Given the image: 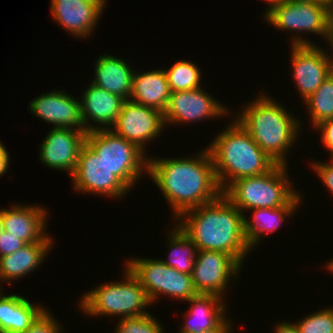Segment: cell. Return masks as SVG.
Here are the masks:
<instances>
[{
    "mask_svg": "<svg viewBox=\"0 0 333 333\" xmlns=\"http://www.w3.org/2000/svg\"><path fill=\"white\" fill-rule=\"evenodd\" d=\"M201 151L190 158L148 157L147 175L170 204L175 220L185 211L213 202L223 194L208 148Z\"/></svg>",
    "mask_w": 333,
    "mask_h": 333,
    "instance_id": "6da1fadb",
    "label": "cell"
},
{
    "mask_svg": "<svg viewBox=\"0 0 333 333\" xmlns=\"http://www.w3.org/2000/svg\"><path fill=\"white\" fill-rule=\"evenodd\" d=\"M244 216L222 194L213 202L185 211L175 221L197 250L225 252L242 266L251 250L244 232Z\"/></svg>",
    "mask_w": 333,
    "mask_h": 333,
    "instance_id": "7a4b0ae2",
    "label": "cell"
},
{
    "mask_svg": "<svg viewBox=\"0 0 333 333\" xmlns=\"http://www.w3.org/2000/svg\"><path fill=\"white\" fill-rule=\"evenodd\" d=\"M261 92L257 99L244 106L241 114L239 111L236 117L234 115V119L274 162L287 165L286 155L301 130L300 119H295L293 113L271 99L272 96Z\"/></svg>",
    "mask_w": 333,
    "mask_h": 333,
    "instance_id": "3957f363",
    "label": "cell"
},
{
    "mask_svg": "<svg viewBox=\"0 0 333 333\" xmlns=\"http://www.w3.org/2000/svg\"><path fill=\"white\" fill-rule=\"evenodd\" d=\"M207 148L222 191L235 180L268 173L277 165L234 118Z\"/></svg>",
    "mask_w": 333,
    "mask_h": 333,
    "instance_id": "277c9868",
    "label": "cell"
},
{
    "mask_svg": "<svg viewBox=\"0 0 333 333\" xmlns=\"http://www.w3.org/2000/svg\"><path fill=\"white\" fill-rule=\"evenodd\" d=\"M123 282L103 283L83 294L79 307L88 316H118L120 319L149 314L152 304L147 292L125 266Z\"/></svg>",
    "mask_w": 333,
    "mask_h": 333,
    "instance_id": "5b68a950",
    "label": "cell"
},
{
    "mask_svg": "<svg viewBox=\"0 0 333 333\" xmlns=\"http://www.w3.org/2000/svg\"><path fill=\"white\" fill-rule=\"evenodd\" d=\"M287 165L277 164L271 171L232 182L224 196L242 213L256 208L285 206L297 193L287 175Z\"/></svg>",
    "mask_w": 333,
    "mask_h": 333,
    "instance_id": "8992f818",
    "label": "cell"
},
{
    "mask_svg": "<svg viewBox=\"0 0 333 333\" xmlns=\"http://www.w3.org/2000/svg\"><path fill=\"white\" fill-rule=\"evenodd\" d=\"M263 16L275 29L296 32L290 45H313V41L301 36L308 32L322 36L328 45H332L333 12L323 4L311 0H287L272 7Z\"/></svg>",
    "mask_w": 333,
    "mask_h": 333,
    "instance_id": "52a82bcc",
    "label": "cell"
},
{
    "mask_svg": "<svg viewBox=\"0 0 333 333\" xmlns=\"http://www.w3.org/2000/svg\"><path fill=\"white\" fill-rule=\"evenodd\" d=\"M85 142L130 190L147 173V154L111 129L89 131Z\"/></svg>",
    "mask_w": 333,
    "mask_h": 333,
    "instance_id": "ba28073f",
    "label": "cell"
},
{
    "mask_svg": "<svg viewBox=\"0 0 333 333\" xmlns=\"http://www.w3.org/2000/svg\"><path fill=\"white\" fill-rule=\"evenodd\" d=\"M125 266L137 278L153 304L162 294L186 302L198 294L190 274L169 267L159 259L130 258Z\"/></svg>",
    "mask_w": 333,
    "mask_h": 333,
    "instance_id": "9c48e42d",
    "label": "cell"
},
{
    "mask_svg": "<svg viewBox=\"0 0 333 333\" xmlns=\"http://www.w3.org/2000/svg\"><path fill=\"white\" fill-rule=\"evenodd\" d=\"M71 179L77 192L103 197L121 198L130 189L112 173L102 158L85 142L78 154V162Z\"/></svg>",
    "mask_w": 333,
    "mask_h": 333,
    "instance_id": "30bf717a",
    "label": "cell"
},
{
    "mask_svg": "<svg viewBox=\"0 0 333 333\" xmlns=\"http://www.w3.org/2000/svg\"><path fill=\"white\" fill-rule=\"evenodd\" d=\"M316 45H291L292 78L295 79L293 81L303 101H306L333 72L332 45L329 46L331 56L328 51Z\"/></svg>",
    "mask_w": 333,
    "mask_h": 333,
    "instance_id": "8fae6325",
    "label": "cell"
},
{
    "mask_svg": "<svg viewBox=\"0 0 333 333\" xmlns=\"http://www.w3.org/2000/svg\"><path fill=\"white\" fill-rule=\"evenodd\" d=\"M241 268L242 266L225 252L197 250L191 278L198 294H213L224 298L231 277L237 278Z\"/></svg>",
    "mask_w": 333,
    "mask_h": 333,
    "instance_id": "7c38bea8",
    "label": "cell"
},
{
    "mask_svg": "<svg viewBox=\"0 0 333 333\" xmlns=\"http://www.w3.org/2000/svg\"><path fill=\"white\" fill-rule=\"evenodd\" d=\"M165 127L167 126L162 112L132 100H125L111 130L146 154L147 142L159 137Z\"/></svg>",
    "mask_w": 333,
    "mask_h": 333,
    "instance_id": "4fadbf2b",
    "label": "cell"
},
{
    "mask_svg": "<svg viewBox=\"0 0 333 333\" xmlns=\"http://www.w3.org/2000/svg\"><path fill=\"white\" fill-rule=\"evenodd\" d=\"M201 88L170 94L167 108L163 113L165 125L194 123L198 120L226 117L231 114L224 104L219 103Z\"/></svg>",
    "mask_w": 333,
    "mask_h": 333,
    "instance_id": "5bb4252c",
    "label": "cell"
},
{
    "mask_svg": "<svg viewBox=\"0 0 333 333\" xmlns=\"http://www.w3.org/2000/svg\"><path fill=\"white\" fill-rule=\"evenodd\" d=\"M49 131L39 146V160L50 169L63 170L72 176L87 131L58 127H52Z\"/></svg>",
    "mask_w": 333,
    "mask_h": 333,
    "instance_id": "9a60e30c",
    "label": "cell"
},
{
    "mask_svg": "<svg viewBox=\"0 0 333 333\" xmlns=\"http://www.w3.org/2000/svg\"><path fill=\"white\" fill-rule=\"evenodd\" d=\"M64 90H53L32 99L30 111L53 127L87 131L81 114L80 101Z\"/></svg>",
    "mask_w": 333,
    "mask_h": 333,
    "instance_id": "2e32d148",
    "label": "cell"
},
{
    "mask_svg": "<svg viewBox=\"0 0 333 333\" xmlns=\"http://www.w3.org/2000/svg\"><path fill=\"white\" fill-rule=\"evenodd\" d=\"M106 4L83 0H51L50 10L52 18L66 32L73 37L86 38L94 31Z\"/></svg>",
    "mask_w": 333,
    "mask_h": 333,
    "instance_id": "e0dca14e",
    "label": "cell"
},
{
    "mask_svg": "<svg viewBox=\"0 0 333 333\" xmlns=\"http://www.w3.org/2000/svg\"><path fill=\"white\" fill-rule=\"evenodd\" d=\"M40 205H18L2 209L4 230L21 239L26 244L39 241H53L48 235L46 222L48 221L47 208Z\"/></svg>",
    "mask_w": 333,
    "mask_h": 333,
    "instance_id": "ac0fdd59",
    "label": "cell"
},
{
    "mask_svg": "<svg viewBox=\"0 0 333 333\" xmlns=\"http://www.w3.org/2000/svg\"><path fill=\"white\" fill-rule=\"evenodd\" d=\"M213 294H197L189 302L184 323L178 333H199L204 330H231L232 324L226 315L224 299Z\"/></svg>",
    "mask_w": 333,
    "mask_h": 333,
    "instance_id": "d6986e66",
    "label": "cell"
},
{
    "mask_svg": "<svg viewBox=\"0 0 333 333\" xmlns=\"http://www.w3.org/2000/svg\"><path fill=\"white\" fill-rule=\"evenodd\" d=\"M86 87L87 89L83 92L80 99L81 114L85 129L87 132L111 129L121 112L125 99L116 94L109 93L92 83L89 84V87ZM90 120L94 123L90 124ZM95 123L97 124L95 125Z\"/></svg>",
    "mask_w": 333,
    "mask_h": 333,
    "instance_id": "ffe728a7",
    "label": "cell"
},
{
    "mask_svg": "<svg viewBox=\"0 0 333 333\" xmlns=\"http://www.w3.org/2000/svg\"><path fill=\"white\" fill-rule=\"evenodd\" d=\"M94 77L91 83L109 93L130 100L135 69L126 61L114 55L104 54L95 61Z\"/></svg>",
    "mask_w": 333,
    "mask_h": 333,
    "instance_id": "44dd1931",
    "label": "cell"
},
{
    "mask_svg": "<svg viewBox=\"0 0 333 333\" xmlns=\"http://www.w3.org/2000/svg\"><path fill=\"white\" fill-rule=\"evenodd\" d=\"M53 242L39 241L26 244L16 252L0 257V287L2 281H8V284L12 285V280L21 279L37 269L50 252Z\"/></svg>",
    "mask_w": 333,
    "mask_h": 333,
    "instance_id": "7402d4cb",
    "label": "cell"
},
{
    "mask_svg": "<svg viewBox=\"0 0 333 333\" xmlns=\"http://www.w3.org/2000/svg\"><path fill=\"white\" fill-rule=\"evenodd\" d=\"M164 69L134 72L130 100L164 113L170 98Z\"/></svg>",
    "mask_w": 333,
    "mask_h": 333,
    "instance_id": "603a6c76",
    "label": "cell"
},
{
    "mask_svg": "<svg viewBox=\"0 0 333 333\" xmlns=\"http://www.w3.org/2000/svg\"><path fill=\"white\" fill-rule=\"evenodd\" d=\"M301 196L297 193L285 206L278 208L251 209L253 211L251 220L244 216V232L251 250L260 243L262 237L277 230L286 217L295 214L300 206Z\"/></svg>",
    "mask_w": 333,
    "mask_h": 333,
    "instance_id": "cb8c5ba5",
    "label": "cell"
},
{
    "mask_svg": "<svg viewBox=\"0 0 333 333\" xmlns=\"http://www.w3.org/2000/svg\"><path fill=\"white\" fill-rule=\"evenodd\" d=\"M0 290V330L2 333H24L45 309L17 294L6 295Z\"/></svg>",
    "mask_w": 333,
    "mask_h": 333,
    "instance_id": "d4e9b609",
    "label": "cell"
},
{
    "mask_svg": "<svg viewBox=\"0 0 333 333\" xmlns=\"http://www.w3.org/2000/svg\"><path fill=\"white\" fill-rule=\"evenodd\" d=\"M172 232L168 233L167 246L168 260L161 259V261L180 272L190 274L192 273L194 262L196 258L197 248L192 240L178 227H172Z\"/></svg>",
    "mask_w": 333,
    "mask_h": 333,
    "instance_id": "484cf974",
    "label": "cell"
},
{
    "mask_svg": "<svg viewBox=\"0 0 333 333\" xmlns=\"http://www.w3.org/2000/svg\"><path fill=\"white\" fill-rule=\"evenodd\" d=\"M304 103L314 128L333 118V72Z\"/></svg>",
    "mask_w": 333,
    "mask_h": 333,
    "instance_id": "4316f807",
    "label": "cell"
},
{
    "mask_svg": "<svg viewBox=\"0 0 333 333\" xmlns=\"http://www.w3.org/2000/svg\"><path fill=\"white\" fill-rule=\"evenodd\" d=\"M167 82L172 92L194 90L202 87L200 84L201 72L197 64L190 61L180 60L169 69H164Z\"/></svg>",
    "mask_w": 333,
    "mask_h": 333,
    "instance_id": "83f0119b",
    "label": "cell"
},
{
    "mask_svg": "<svg viewBox=\"0 0 333 333\" xmlns=\"http://www.w3.org/2000/svg\"><path fill=\"white\" fill-rule=\"evenodd\" d=\"M295 324L300 333H333V307L311 313Z\"/></svg>",
    "mask_w": 333,
    "mask_h": 333,
    "instance_id": "f1b7e54d",
    "label": "cell"
},
{
    "mask_svg": "<svg viewBox=\"0 0 333 333\" xmlns=\"http://www.w3.org/2000/svg\"><path fill=\"white\" fill-rule=\"evenodd\" d=\"M115 333H164L163 325L153 315L119 319Z\"/></svg>",
    "mask_w": 333,
    "mask_h": 333,
    "instance_id": "f546056e",
    "label": "cell"
},
{
    "mask_svg": "<svg viewBox=\"0 0 333 333\" xmlns=\"http://www.w3.org/2000/svg\"><path fill=\"white\" fill-rule=\"evenodd\" d=\"M58 323L54 315L45 308L24 333H60L62 327Z\"/></svg>",
    "mask_w": 333,
    "mask_h": 333,
    "instance_id": "4dcf8cb0",
    "label": "cell"
},
{
    "mask_svg": "<svg viewBox=\"0 0 333 333\" xmlns=\"http://www.w3.org/2000/svg\"><path fill=\"white\" fill-rule=\"evenodd\" d=\"M317 161L313 162L312 168L313 171L317 176L320 178V180L323 182V185L333 194V163L325 161Z\"/></svg>",
    "mask_w": 333,
    "mask_h": 333,
    "instance_id": "1f68e13d",
    "label": "cell"
},
{
    "mask_svg": "<svg viewBox=\"0 0 333 333\" xmlns=\"http://www.w3.org/2000/svg\"><path fill=\"white\" fill-rule=\"evenodd\" d=\"M25 245L24 241L4 230L0 236V257L12 254Z\"/></svg>",
    "mask_w": 333,
    "mask_h": 333,
    "instance_id": "d6a6232c",
    "label": "cell"
},
{
    "mask_svg": "<svg viewBox=\"0 0 333 333\" xmlns=\"http://www.w3.org/2000/svg\"><path fill=\"white\" fill-rule=\"evenodd\" d=\"M315 128L321 132L320 139L325 148L330 151L328 153H333V118L321 122Z\"/></svg>",
    "mask_w": 333,
    "mask_h": 333,
    "instance_id": "836d02e7",
    "label": "cell"
},
{
    "mask_svg": "<svg viewBox=\"0 0 333 333\" xmlns=\"http://www.w3.org/2000/svg\"><path fill=\"white\" fill-rule=\"evenodd\" d=\"M7 149L0 142V177H2L7 171H9L10 155Z\"/></svg>",
    "mask_w": 333,
    "mask_h": 333,
    "instance_id": "e575fe53",
    "label": "cell"
},
{
    "mask_svg": "<svg viewBox=\"0 0 333 333\" xmlns=\"http://www.w3.org/2000/svg\"><path fill=\"white\" fill-rule=\"evenodd\" d=\"M274 328V333H300L296 324L290 323L289 321L278 323Z\"/></svg>",
    "mask_w": 333,
    "mask_h": 333,
    "instance_id": "d590c367",
    "label": "cell"
},
{
    "mask_svg": "<svg viewBox=\"0 0 333 333\" xmlns=\"http://www.w3.org/2000/svg\"><path fill=\"white\" fill-rule=\"evenodd\" d=\"M311 1H314L319 4H323L333 12V0H311Z\"/></svg>",
    "mask_w": 333,
    "mask_h": 333,
    "instance_id": "8d00e7d4",
    "label": "cell"
},
{
    "mask_svg": "<svg viewBox=\"0 0 333 333\" xmlns=\"http://www.w3.org/2000/svg\"><path fill=\"white\" fill-rule=\"evenodd\" d=\"M265 1H268V9L266 8V12L269 10V9H271L272 7H274V6H276V5H278V4H281L282 2H285V1H287V0H264V2Z\"/></svg>",
    "mask_w": 333,
    "mask_h": 333,
    "instance_id": "74e56055",
    "label": "cell"
},
{
    "mask_svg": "<svg viewBox=\"0 0 333 333\" xmlns=\"http://www.w3.org/2000/svg\"><path fill=\"white\" fill-rule=\"evenodd\" d=\"M231 330H204L199 333H230Z\"/></svg>",
    "mask_w": 333,
    "mask_h": 333,
    "instance_id": "f35d334b",
    "label": "cell"
},
{
    "mask_svg": "<svg viewBox=\"0 0 333 333\" xmlns=\"http://www.w3.org/2000/svg\"><path fill=\"white\" fill-rule=\"evenodd\" d=\"M326 268L328 269V272L333 273V259L330 260V262H328V263L326 264L325 269H326Z\"/></svg>",
    "mask_w": 333,
    "mask_h": 333,
    "instance_id": "ab89813d",
    "label": "cell"
},
{
    "mask_svg": "<svg viewBox=\"0 0 333 333\" xmlns=\"http://www.w3.org/2000/svg\"><path fill=\"white\" fill-rule=\"evenodd\" d=\"M4 231V227H3V220H2V210L0 209V236L2 235Z\"/></svg>",
    "mask_w": 333,
    "mask_h": 333,
    "instance_id": "60d3db41",
    "label": "cell"
},
{
    "mask_svg": "<svg viewBox=\"0 0 333 333\" xmlns=\"http://www.w3.org/2000/svg\"><path fill=\"white\" fill-rule=\"evenodd\" d=\"M83 1L95 2V3H106L107 2V0H83Z\"/></svg>",
    "mask_w": 333,
    "mask_h": 333,
    "instance_id": "b9f144b4",
    "label": "cell"
},
{
    "mask_svg": "<svg viewBox=\"0 0 333 333\" xmlns=\"http://www.w3.org/2000/svg\"><path fill=\"white\" fill-rule=\"evenodd\" d=\"M330 156H331V158H330V159H332V160H330V162H332V163H333V153H331V154H330Z\"/></svg>",
    "mask_w": 333,
    "mask_h": 333,
    "instance_id": "7bdbcfd3",
    "label": "cell"
}]
</instances>
